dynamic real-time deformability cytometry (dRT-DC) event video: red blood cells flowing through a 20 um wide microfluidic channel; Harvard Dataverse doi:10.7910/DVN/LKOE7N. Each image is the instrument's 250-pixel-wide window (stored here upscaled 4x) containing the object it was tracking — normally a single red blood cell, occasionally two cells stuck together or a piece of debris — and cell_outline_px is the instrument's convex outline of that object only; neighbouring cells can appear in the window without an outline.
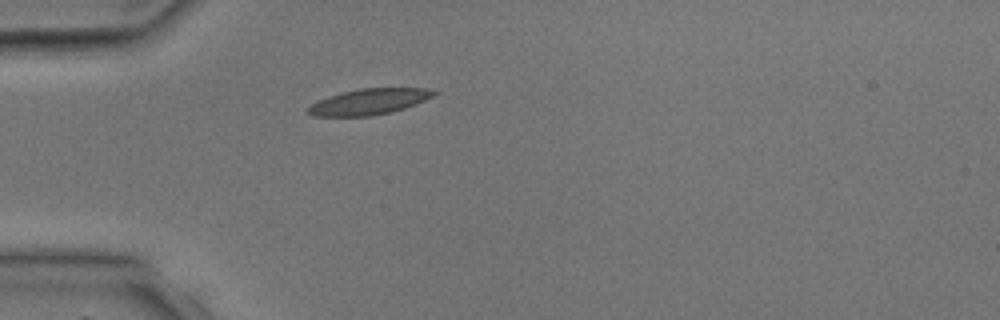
{"species": "common noctule bat (a hibernating species)", "species_latin": "Nyctalus noctula", "temperature_condition": "room temperature", "stored_images_in_passage": 3, "camera_frame_rate_fps": 3000, "um_per_image_px": 0.085, "animal": {"sex": "male", "body_mass_g": 17.9, "forearm_length_mm": 54.2}, "frame": {"image": 1, "passage_image": 3, "time_ms": 2.667, "image_size_px": [1000, 320], "cell_outline_px": [[440, 92], [424, 100], [404, 108], [392, 112], [372, 116], [312, 116], [304, 112], [304, 108], [328, 96], [360, 88], [428, 88]], "centroid_in_image_um": [31.33, 8.65], "position_along_channel_um": 53.7, "area_um2": 19.02}}